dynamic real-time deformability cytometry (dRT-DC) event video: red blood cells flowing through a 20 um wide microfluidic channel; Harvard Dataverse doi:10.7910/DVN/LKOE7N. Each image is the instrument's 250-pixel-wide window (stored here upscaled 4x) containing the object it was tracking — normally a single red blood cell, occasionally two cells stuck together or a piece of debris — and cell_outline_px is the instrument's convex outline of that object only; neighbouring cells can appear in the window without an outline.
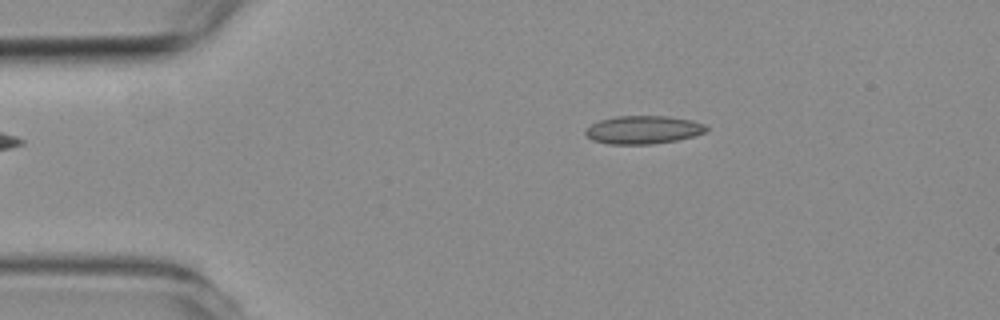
{"species": "common noctule bat (a hibernating species)", "species_latin": "Nyctalus noctula", "temperature_condition": "room temperature", "stored_images_in_passage": 2, "camera_frame_rate_fps": 3000, "um_per_image_px": 0.085, "animal": {"sex": "female", "body_mass_g": 19.3, "forearm_length_mm": 54.1}, "frame": {"image": 1, "passage_image": 2, "time_ms": 1.0, "image_size_px": [1000, 320], "cell_outline_px": [[708, 128], [704, 132], [692, 136], [676, 140], [652, 144], [608, 144], [592, 140], [584, 132], [584, 128], [600, 120], [616, 116], [668, 116], [692, 120], [704, 124]], "centroid_in_image_um": [54.64, 11.03], "position_along_channel_um": 30.4, "area_um2": 19.77}}